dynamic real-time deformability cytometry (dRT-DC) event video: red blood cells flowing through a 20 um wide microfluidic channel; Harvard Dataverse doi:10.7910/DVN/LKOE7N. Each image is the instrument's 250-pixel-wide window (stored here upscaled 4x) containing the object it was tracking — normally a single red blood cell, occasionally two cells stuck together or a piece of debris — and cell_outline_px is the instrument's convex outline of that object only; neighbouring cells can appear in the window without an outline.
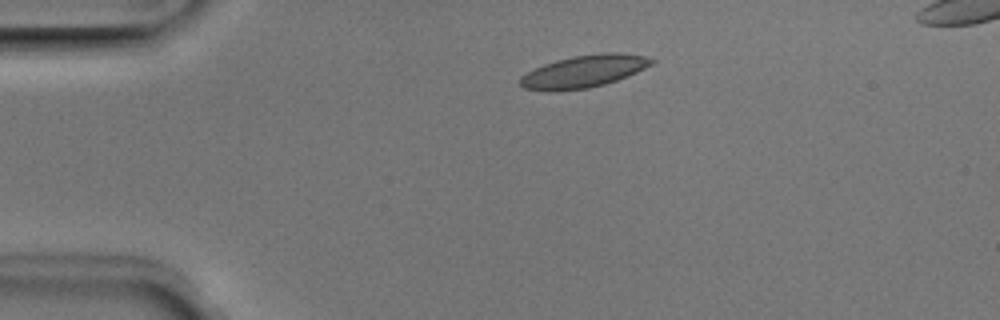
{"species": "Egyptian fruit bat (a non-hibernating species)", "species_latin": "Rousettus aegyptiacus", "temperature_condition": "room temperature", "stored_images_in_passage": 44, "segment_of_instrument_passage": [1, 2], "camera_frame_rate_fps": 3000, "um_per_image_px": 0.085, "animal": {"sex": "male"}, "frame": {"image": 1, "passage_image": 3, "time_ms": 0.667, "image_size_px": [1000, 320], "cell_outline_px": [[656, 60], [652, 64], [628, 76], [604, 84], [588, 88], [552, 92], [524, 88], [520, 84], [520, 76], [544, 64], [556, 60], [572, 56], [604, 52], [620, 52], [644, 56]], "centroid_in_image_um": [49.62, 6.06], "position_along_channel_um": 35.4, "area_um2": 24.74}}
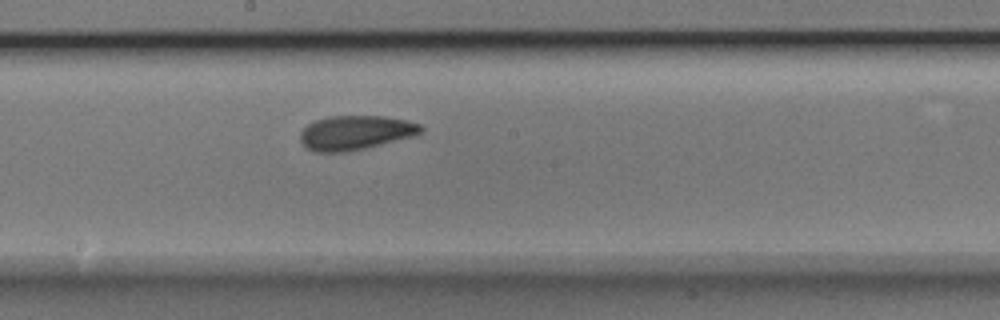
{"frame": {"image": 2, "passage_image": 20, "time_ms": 6.333, "image_size_px": [1000, 320], "cell_outline_px": [[424, 132], [412, 136], [364, 148], [344, 152], [312, 152], [300, 140], [300, 132], [308, 124], [316, 120], [328, 116], [384, 116], [408, 120], [420, 124], [424, 128]], "centroid_in_image_um": [30.22, 11.26], "position_along_channel_um": 218.0, "area_um2": 24.04}}
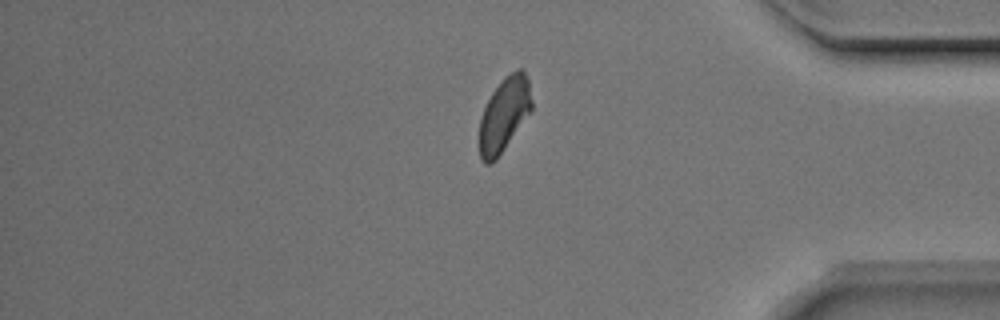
{"frame": {"image": 3, "passage_image": 35, "time_ms": 11.333, "image_size_px": [1000, 320], "cell_outline_px": [[532, 108], [496, 160], [492, 164], [484, 164], [480, 160], [480, 120], [484, 108], [492, 92], [504, 76], [516, 68], [520, 68], [524, 72], [528, 80], [532, 100]], "centroid_in_image_um": [42.84, 9.72], "position_along_channel_um": 392.4, "area_um2": 22.31}}